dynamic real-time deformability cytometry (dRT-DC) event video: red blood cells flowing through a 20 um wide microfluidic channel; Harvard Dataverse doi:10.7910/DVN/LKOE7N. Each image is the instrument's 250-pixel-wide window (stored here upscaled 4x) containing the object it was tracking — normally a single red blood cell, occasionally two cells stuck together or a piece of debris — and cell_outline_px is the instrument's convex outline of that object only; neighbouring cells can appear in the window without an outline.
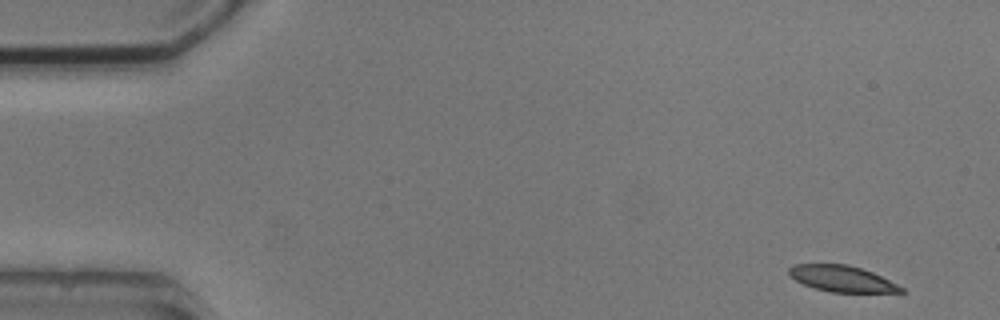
{"species": "common noctule bat (a hibernating species)", "species_latin": "Nyctalus noctula", "temperature_condition": "cold", "stored_images_in_passage": 6, "camera_frame_rate_fps": 3000, "um_per_image_px": 0.085, "animal": {"sex": "male", "body_mass_g": 20.5, "forearm_length_mm": 52.5}, "frame": {"image": 1, "passage_image": 1, "time_ms": 0.0, "image_size_px": [1000, 320], "cell_outline_px": [[908, 292], [832, 292], [816, 288], [804, 284], [788, 276], [788, 268], [792, 264], [848, 264], [872, 272], [904, 288]], "centroid_in_image_um": [71.53, 23.68], "position_along_channel_um": 13.5, "area_um2": 16.94}}
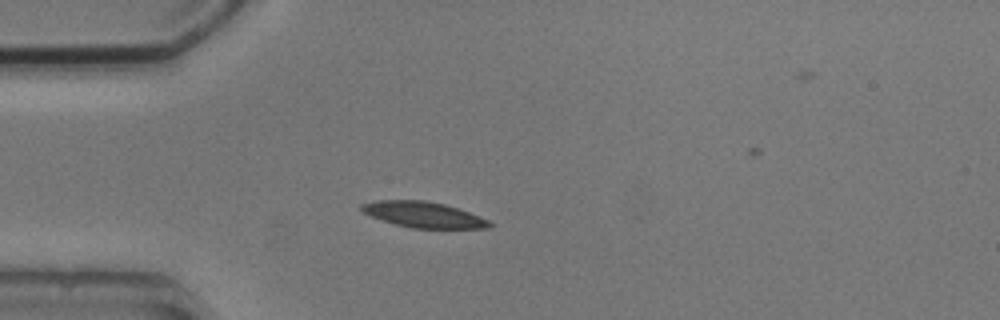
{"frame": {"image": 2, "passage_image": 4, "time_ms": 3.667, "image_size_px": [1000, 320], "cell_outline_px": [[492, 224], [488, 228], [412, 228], [396, 224], [372, 216], [364, 212], [360, 208], [360, 204], [376, 200], [424, 200], [444, 204], [480, 216], [488, 220]], "centroid_in_image_um": [35.98, 18.24], "position_along_channel_um": 49.0, "area_um2": 18.9}}